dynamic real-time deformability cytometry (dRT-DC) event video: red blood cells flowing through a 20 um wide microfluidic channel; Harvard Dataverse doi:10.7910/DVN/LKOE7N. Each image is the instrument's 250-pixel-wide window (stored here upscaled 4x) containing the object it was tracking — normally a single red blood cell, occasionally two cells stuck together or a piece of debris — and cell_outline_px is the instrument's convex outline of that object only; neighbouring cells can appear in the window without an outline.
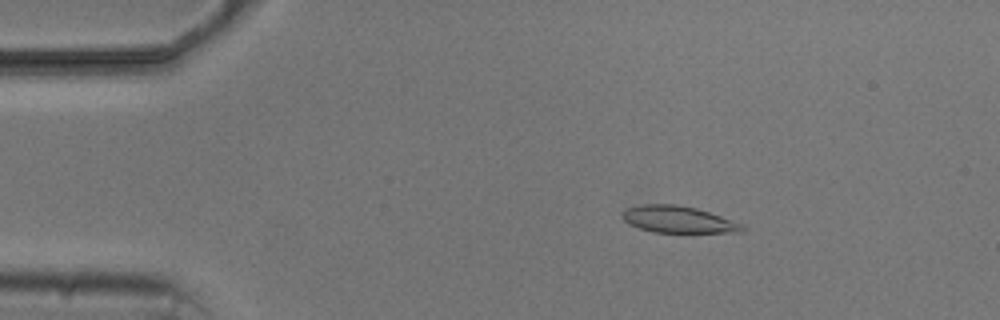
{"species": "common noctule bat (a hibernating species)", "species_latin": "Nyctalus noctula", "temperature_condition": "cold", "stored_images_in_passage": 5, "camera_frame_rate_fps": 3000, "um_per_image_px": 0.085, "animal": {"sex": "male", "body_mass_g": 20.5, "forearm_length_mm": 52.5}, "frame": {"image": 1, "passage_image": 3, "time_ms": 2.333, "image_size_px": [1000, 320], "cell_outline_px": [[748, 228], [744, 232], [652, 232], [628, 224], [620, 216], [624, 208], [644, 204], [676, 204], [696, 208], [744, 224]], "centroid_in_image_um": [57.64, 18.65], "position_along_channel_um": 27.4, "area_um2": 18.84}}
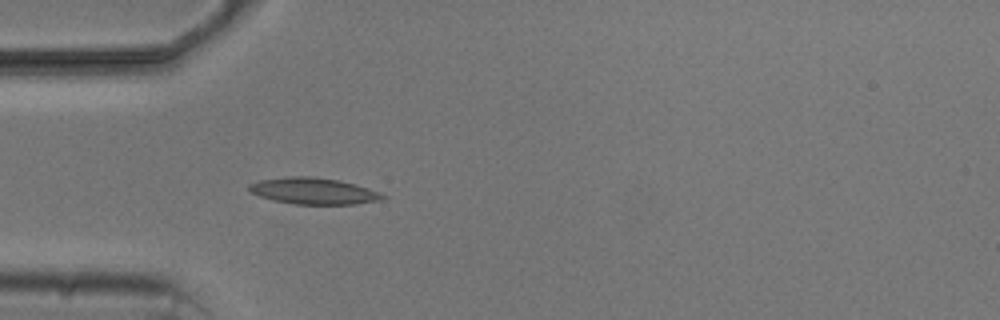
{"frame": {"image": 2, "passage_image": 5, "time_ms": 4.667, "image_size_px": [1000, 320], "cell_outline_px": [[388, 196], [384, 200], [356, 204], [292, 204], [272, 200], [248, 192], [248, 184], [260, 180], [288, 176], [312, 176], [336, 180], [368, 188], [380, 192]], "centroid_in_image_um": [26.64, 16.24], "position_along_channel_um": 58.4, "area_um2": 20.69}}